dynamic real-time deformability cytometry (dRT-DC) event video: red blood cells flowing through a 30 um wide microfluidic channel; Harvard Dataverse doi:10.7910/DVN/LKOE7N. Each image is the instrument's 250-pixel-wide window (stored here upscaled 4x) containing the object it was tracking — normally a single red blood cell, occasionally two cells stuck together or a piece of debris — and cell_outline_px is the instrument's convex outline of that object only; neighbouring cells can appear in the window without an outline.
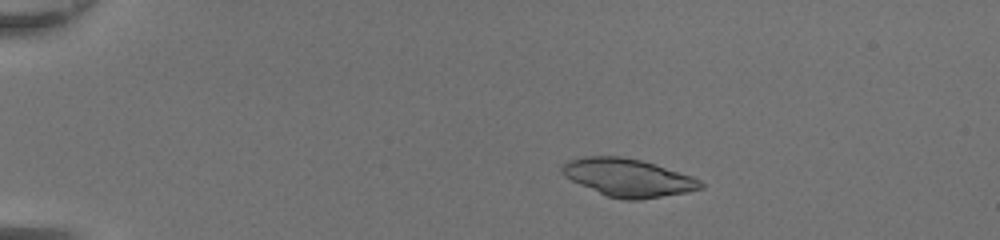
{"species": "common noctule bat (a hibernating species)", "species_latin": "Nyctalus noctula", "temperature_condition": "room temperature", "stored_images_in_passage": 49, "camera_frame_rate_fps": 3000, "um_per_image_px": 0.085, "animal": {"sex": "female", "body_mass_g": 20.0, "forearm_length_mm": 54.0}, "frame": {"image": 1, "passage_image": 11, "time_ms": 3.333, "image_size_px": [1000, 240], "cell_outline_px": [[704, 188], [688, 192], [640, 200], [624, 200], [608, 196], [580, 184], [564, 176], [560, 172], [560, 164], [568, 160], [584, 156], [620, 156], [640, 160], [656, 164], [692, 176], [700, 180], [704, 184]], "centroid_in_image_um": [53.38, 15.09], "position_along_channel_um": 31.6, "area_um2": 30.69}}